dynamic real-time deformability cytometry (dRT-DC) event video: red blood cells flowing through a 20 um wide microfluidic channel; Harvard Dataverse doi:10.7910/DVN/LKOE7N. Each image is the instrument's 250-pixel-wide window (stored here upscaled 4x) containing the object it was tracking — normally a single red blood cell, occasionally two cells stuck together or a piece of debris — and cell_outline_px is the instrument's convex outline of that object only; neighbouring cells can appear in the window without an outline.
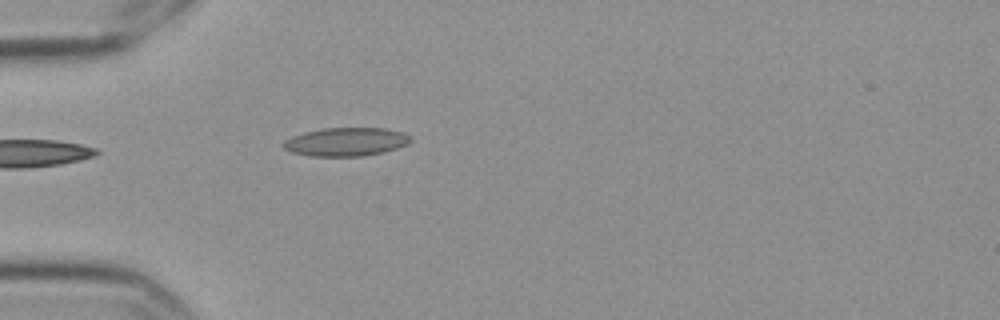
{"species": "Egyptian fruit bat (a non-hibernating species)", "species_latin": "Rousettus aegyptiacus", "temperature_condition": "cold", "stored_images_in_passage": 3, "camera_frame_rate_fps": 3000, "um_per_image_px": 0.085, "frame": {"image": 1, "passage_image": 3, "time_ms": 0.667, "image_size_px": [1000, 320], "cell_outline_px": [[412, 140], [408, 144], [384, 152], [364, 156], [312, 156], [292, 152], [284, 148], [280, 144], [284, 140], [292, 136], [304, 132], [324, 128], [384, 128], [404, 132], [412, 136]], "centroid_in_image_um": [29.43, 12.05], "position_along_channel_um": 55.6, "area_um2": 21.27}}